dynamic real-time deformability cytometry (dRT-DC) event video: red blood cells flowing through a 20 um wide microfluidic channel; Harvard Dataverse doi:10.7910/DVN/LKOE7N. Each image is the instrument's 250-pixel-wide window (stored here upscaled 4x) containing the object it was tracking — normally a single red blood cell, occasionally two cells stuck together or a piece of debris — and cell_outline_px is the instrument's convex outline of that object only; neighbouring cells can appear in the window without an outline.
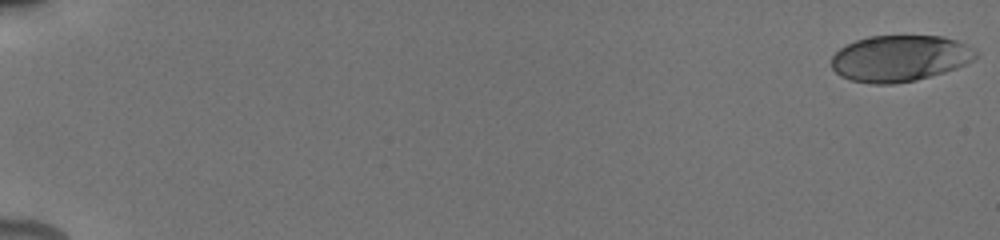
{"species": "human", "species_latin": "Homo sapiens", "temperature_condition": "cold", "stored_images_in_passage": 30, "camera_frame_rate_fps": 3000, "um_per_image_px": 0.085, "donor": {"sex": "male"}, "frame": {"image": 1, "passage_image": 1, "time_ms": 0.0, "image_size_px": [1000, 240], "cell_outline_px": [[980, 52], [972, 60], [956, 68], [944, 72], [916, 80], [892, 84], [872, 84], [852, 80], [840, 76], [832, 68], [832, 56], [840, 48], [856, 40], [868, 36], [944, 36], [968, 44]], "centroid_in_image_um": [76.5, 4.95], "position_along_channel_um": 8.5, "area_um2": 38.96}}
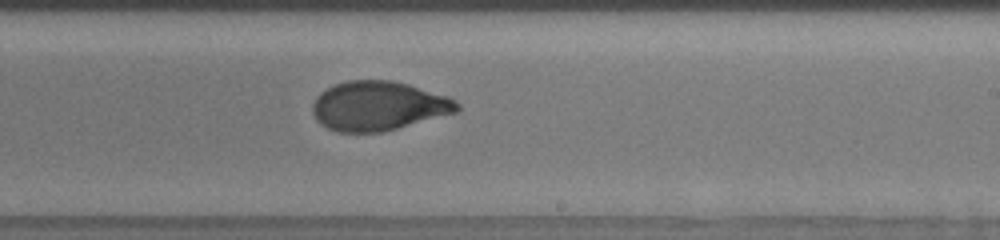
{"frame": {"image": 2, "passage_image": 19, "time_ms": 11.667, "image_size_px": [1000, 240], "cell_outline_px": [[460, 108], [456, 112], [384, 132], [336, 132], [320, 124], [316, 120], [312, 112], [312, 104], [316, 96], [320, 92], [336, 84], [348, 80], [392, 80], [408, 84], [448, 96], [456, 100], [460, 104]], "centroid_in_image_um": [32.15, 9.01], "position_along_channel_um": 256.8, "area_um2": 41.67}}
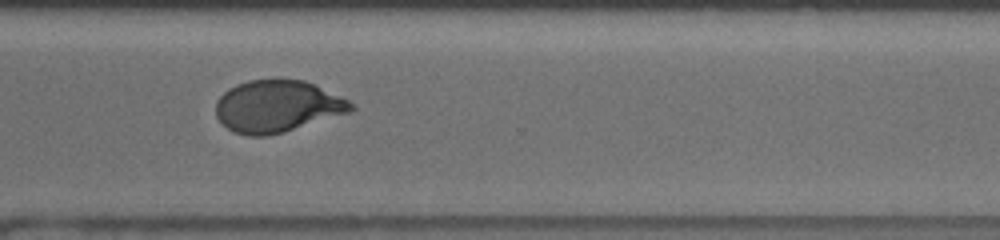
{"frame": {"image": 3, "passage_image": 22, "time_ms": 14.0, "image_size_px": [1000, 240], "cell_outline_px": [[356, 108], [352, 112], [284, 132], [268, 136], [248, 136], [236, 132], [228, 128], [216, 116], [216, 100], [228, 88], [236, 84], [248, 80], [304, 80], [316, 84], [348, 100]], "centroid_in_image_um": [23.59, 9.04], "position_along_channel_um": 347.0, "area_um2": 40.98}, "authors_computed_cell_mechanics": {"area_um2": 40.8068, "velocity_mm_per_s": 3.8703, "shape_relaxation_time_tau1_ms": 11.1136, "shape_relaxation_time_tau2_ms": null, "deformation_change_tau1": 0.2889, "deformation_change_tau2": null}}